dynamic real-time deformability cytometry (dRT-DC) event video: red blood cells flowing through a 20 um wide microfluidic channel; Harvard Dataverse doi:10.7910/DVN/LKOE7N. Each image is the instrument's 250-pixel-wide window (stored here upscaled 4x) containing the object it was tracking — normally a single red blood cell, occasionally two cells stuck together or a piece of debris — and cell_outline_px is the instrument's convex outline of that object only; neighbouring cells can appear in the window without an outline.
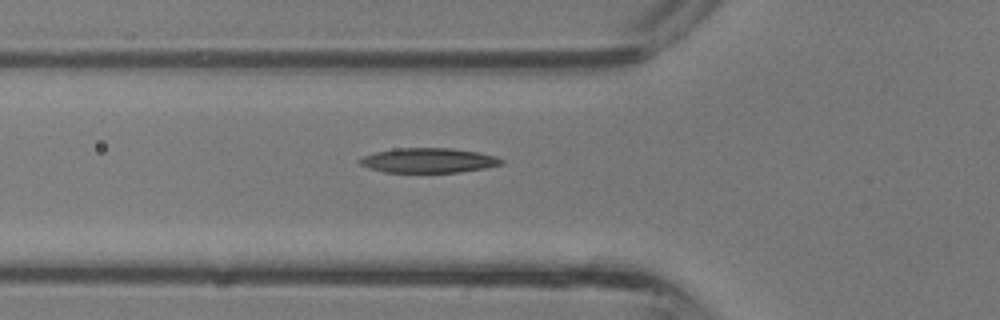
{"species": "common noctule bat (a hibernating species)", "species_latin": "Nyctalus noctula", "temperature_condition": "room temperature", "stored_images_in_passage": 18, "camera_frame_rate_fps": 3000, "um_per_image_px": 0.085, "animal": {"sex": "male", "body_mass_g": 13.3}, "frame": {"image": 1, "passage_image": 3, "time_ms": 0.667, "image_size_px": [1000, 320], "cell_outline_px": [[504, 164], [484, 168], [460, 172], [384, 172], [368, 168], [360, 164], [356, 160], [364, 156], [376, 152], [396, 148], [452, 148], [476, 152], [496, 156], [504, 160]], "centroid_in_image_um": [36.41, 13.63], "position_along_channel_um": 89.4, "area_um2": 20.4}}
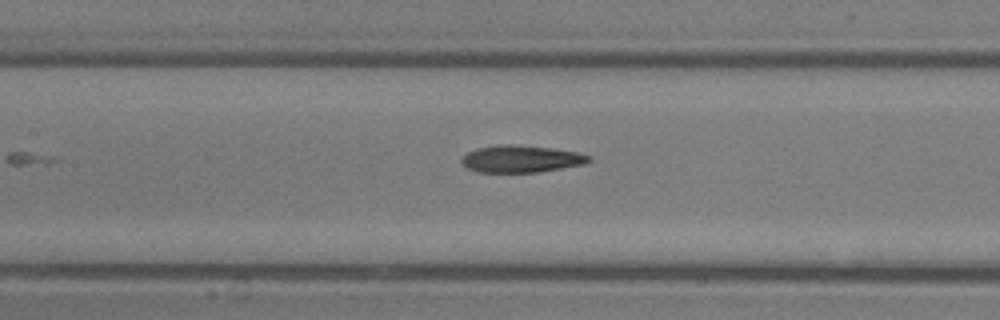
{"frame": {"image": 2, "passage_image": 7, "time_ms": 2.0, "image_size_px": [1000, 320], "cell_outline_px": [[592, 160], [580, 164], [560, 168], [536, 172], [480, 172], [468, 168], [460, 164], [460, 160], [468, 152], [476, 148], [500, 144], [508, 144], [552, 148], [576, 152], [592, 156]], "centroid_in_image_um": [44.25, 13.5], "position_along_channel_um": 163.2, "area_um2": 19.88}}
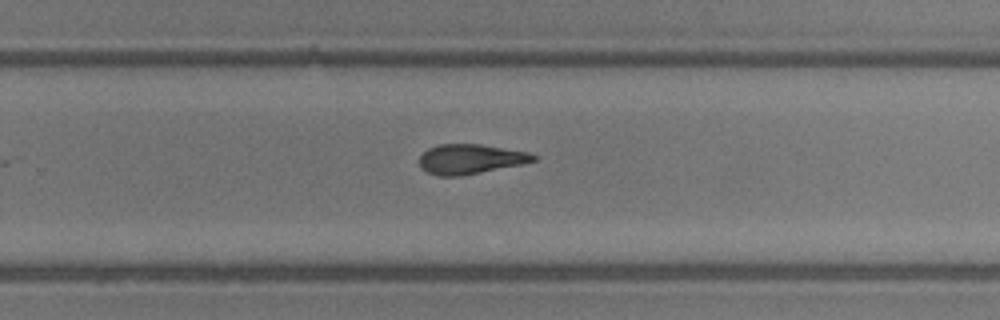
{"frame": {"image": 3, "passage_image": 14, "time_ms": 4.333, "image_size_px": [1000, 320], "cell_outline_px": [[540, 156], [536, 160], [524, 164], [460, 176], [436, 176], [420, 168], [420, 156], [428, 148], [440, 144], [480, 144], [528, 152]], "centroid_in_image_um": [40.01, 13.52], "position_along_channel_um": 289.8, "area_um2": 19.88}}